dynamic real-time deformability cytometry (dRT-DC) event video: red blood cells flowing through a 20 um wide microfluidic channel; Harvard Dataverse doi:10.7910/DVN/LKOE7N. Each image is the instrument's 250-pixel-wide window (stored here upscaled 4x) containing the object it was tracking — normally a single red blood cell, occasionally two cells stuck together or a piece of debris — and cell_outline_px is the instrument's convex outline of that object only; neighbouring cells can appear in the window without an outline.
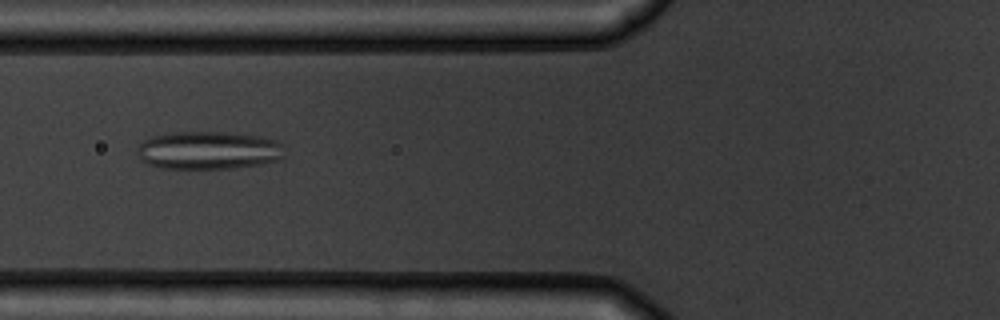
{"species": "common noctule bat (a hibernating species)", "species_latin": "Nyctalus noctula", "temperature_condition": "warm", "stored_images_in_passage": 9, "camera_frame_rate_fps": 3000, "um_per_image_px": 0.085, "animal": {"sex": "male", "body_mass_g": 19.5, "forearm_length_mm": 54.6}, "frame": {"image": 1, "passage_image": 6, "time_ms": 6.333, "image_size_px": [1000, 320], "cell_outline_px": [[284, 156], [280, 160], [260, 164], [232, 168], [160, 168], [148, 164], [140, 160], [136, 152], [136, 148], [144, 140], [152, 136], [172, 132], [220, 132], [256, 136], [276, 140], [284, 144]], "centroid_in_image_um": [17.71, 12.78], "position_along_channel_um": 108.1, "area_um2": 32.77}}